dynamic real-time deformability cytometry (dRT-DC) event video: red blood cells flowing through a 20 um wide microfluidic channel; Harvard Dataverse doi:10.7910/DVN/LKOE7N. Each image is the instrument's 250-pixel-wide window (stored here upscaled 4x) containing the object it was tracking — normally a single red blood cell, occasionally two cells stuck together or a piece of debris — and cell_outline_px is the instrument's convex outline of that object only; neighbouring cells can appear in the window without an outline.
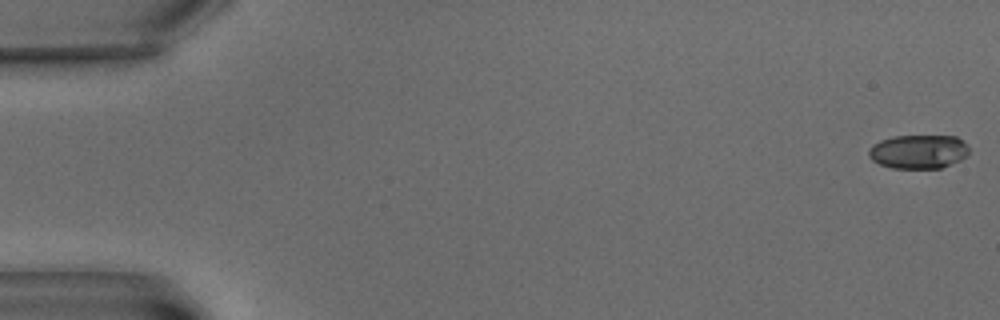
{"species": "common noctule bat (a hibernating species)", "species_latin": "Nyctalus noctula", "temperature_condition": "warm", "stored_images_in_passage": 6, "camera_frame_rate_fps": 3000, "um_per_image_px": 0.085, "animal": {"sex": "male", "body_mass_g": 15.6}, "frame": {"image": 1, "passage_image": 1, "time_ms": 0.0, "image_size_px": [1000, 320], "cell_outline_px": [[968, 152], [960, 160], [940, 168], [892, 168], [880, 164], [872, 160], [868, 156], [868, 152], [872, 144], [880, 140], [892, 136], [956, 136], [968, 144]], "centroid_in_image_um": [78.04, 12.88], "position_along_channel_um": 7.0, "area_um2": 19.83}}
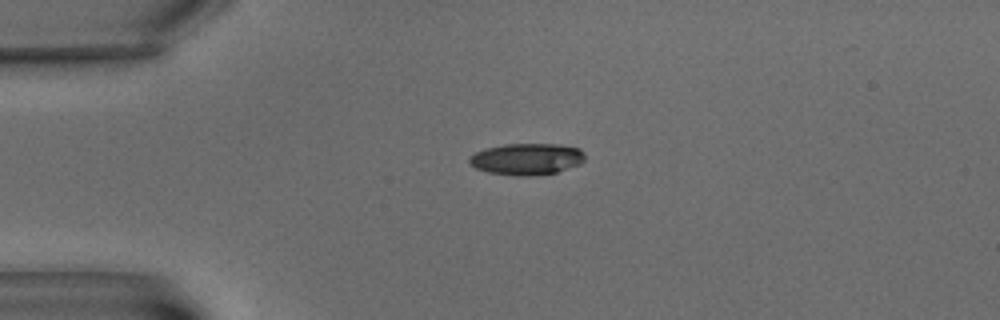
{"frame": {"image": 2, "passage_image": 5, "time_ms": 5.333, "image_size_px": [1000, 320], "cell_outline_px": [[584, 160], [580, 164], [556, 172], [528, 176], [516, 176], [488, 172], [476, 168], [468, 164], [468, 156], [484, 148], [504, 144], [560, 144], [580, 148], [584, 152]], "centroid_in_image_um": [44.74, 13.51], "position_along_channel_um": 40.3, "area_um2": 21.44}}